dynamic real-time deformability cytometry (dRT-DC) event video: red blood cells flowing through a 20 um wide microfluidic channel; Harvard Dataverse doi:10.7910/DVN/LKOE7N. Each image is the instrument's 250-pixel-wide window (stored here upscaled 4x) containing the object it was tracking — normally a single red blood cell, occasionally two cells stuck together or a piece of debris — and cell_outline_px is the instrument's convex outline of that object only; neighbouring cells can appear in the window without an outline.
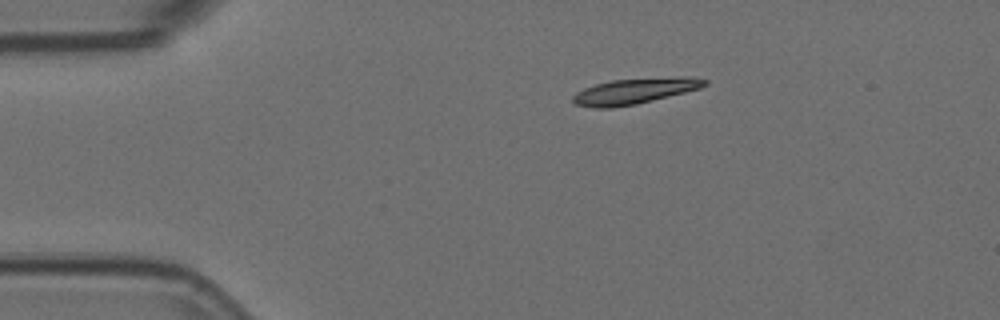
{"species": "Egyptian fruit bat (a non-hibernating species)", "species_latin": "Rousettus aegyptiacus", "temperature_condition": "room temperature", "stored_images_in_passage": 2, "camera_frame_rate_fps": 3000, "um_per_image_px": 0.085, "animal": {"sex": "female"}, "frame": {"image": 1, "passage_image": 1, "time_ms": 0.0, "image_size_px": [1000, 320], "cell_outline_px": [[708, 84], [700, 88], [636, 104], [612, 108], [592, 108], [576, 104], [572, 100], [572, 96], [576, 92], [584, 88], [596, 84], [612, 80], [676, 76], [692, 76], [708, 80]], "centroid_in_image_um": [53.96, 7.73], "position_along_channel_um": 31.0, "area_um2": 19.83}}